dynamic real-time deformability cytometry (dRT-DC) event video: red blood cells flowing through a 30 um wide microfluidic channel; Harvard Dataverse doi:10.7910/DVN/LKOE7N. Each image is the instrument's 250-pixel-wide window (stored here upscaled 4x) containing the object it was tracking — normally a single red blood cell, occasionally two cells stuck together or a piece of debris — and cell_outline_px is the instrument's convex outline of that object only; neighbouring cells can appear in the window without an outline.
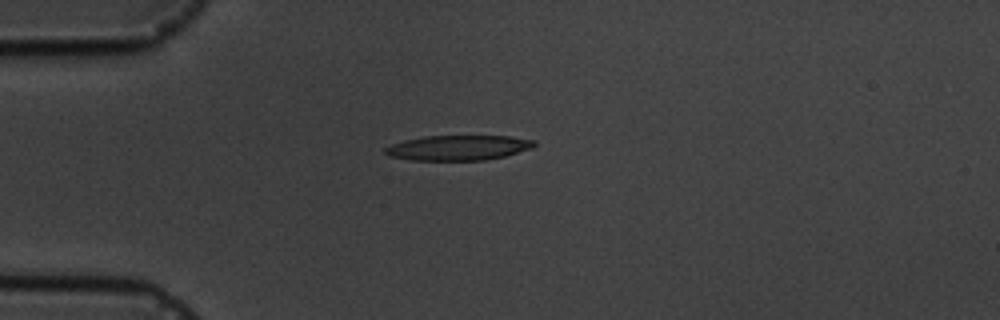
{"species": "common noctule bat (a hibernating species)", "species_latin": "Nyctalus noctula", "temperature_condition": "cold", "stored_images_in_passage": 2, "camera_frame_rate_fps": 3000, "um_per_image_px": 0.085, "animal": {"sex": "male", "body_mass_g": 19.5, "forearm_length_mm": 54.6}, "frame": {"image": 1, "passage_image": 1, "time_ms": 0.0, "image_size_px": [1000, 320], "cell_outline_px": [[536, 144], [532, 148], [504, 156], [484, 160], [412, 160], [392, 156], [384, 152], [384, 148], [392, 144], [404, 140], [424, 136], [508, 136], [536, 140]], "centroid_in_image_um": [38.97, 12.55], "position_along_channel_um": 46.0, "area_um2": 21.62}}